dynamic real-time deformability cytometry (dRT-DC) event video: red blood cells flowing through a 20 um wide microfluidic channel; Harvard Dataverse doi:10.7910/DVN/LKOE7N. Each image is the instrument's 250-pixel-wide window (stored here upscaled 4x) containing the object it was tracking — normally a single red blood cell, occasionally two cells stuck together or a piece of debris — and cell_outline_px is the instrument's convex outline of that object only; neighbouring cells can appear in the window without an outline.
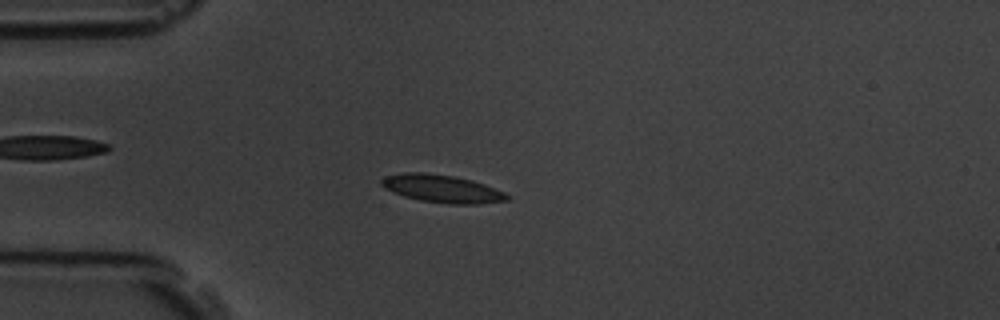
{"species": "common noctule bat (a hibernating species)", "species_latin": "Nyctalus noctula", "temperature_condition": "room temperature", "stored_images_in_passage": 12, "camera_frame_rate_fps": 3000, "um_per_image_px": 0.085, "animal": {"sex": "male", "body_mass_g": 19.5, "forearm_length_mm": 54.6}, "frame": {"image": 1, "passage_image": 1, "time_ms": 0.0, "image_size_px": [1000, 320], "cell_outline_px": [[508, 200], [476, 204], [448, 204], [420, 200], [404, 196], [384, 188], [380, 184], [380, 180], [384, 176], [404, 172], [424, 172], [452, 176], [472, 180], [484, 184], [504, 192], [508, 196]], "centroid_in_image_um": [37.52, 16.03], "position_along_channel_um": 47.5, "area_um2": 20.23}}
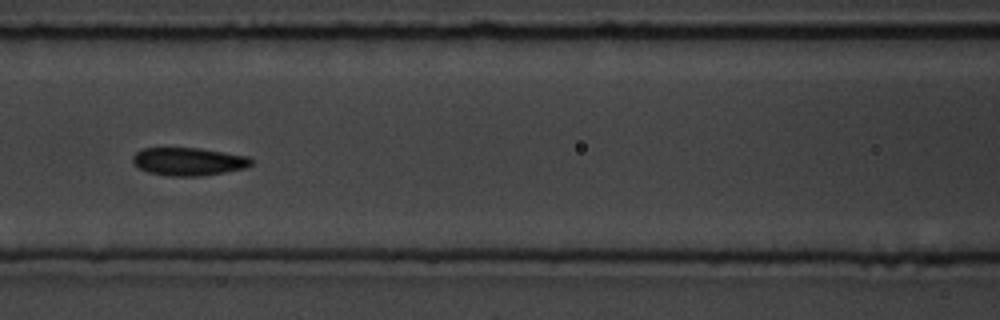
{"frame": {"image": 2, "passage_image": 4, "time_ms": 3.333, "image_size_px": [1000, 320], "cell_outline_px": [[252, 164], [244, 168], [224, 172], [200, 176], [168, 176], [148, 172], [132, 164], [132, 156], [136, 152], [144, 148], [200, 148], [248, 156], [252, 160]], "centroid_in_image_um": [15.99, 13.73], "position_along_channel_um": 150.6, "area_um2": 19.31}}
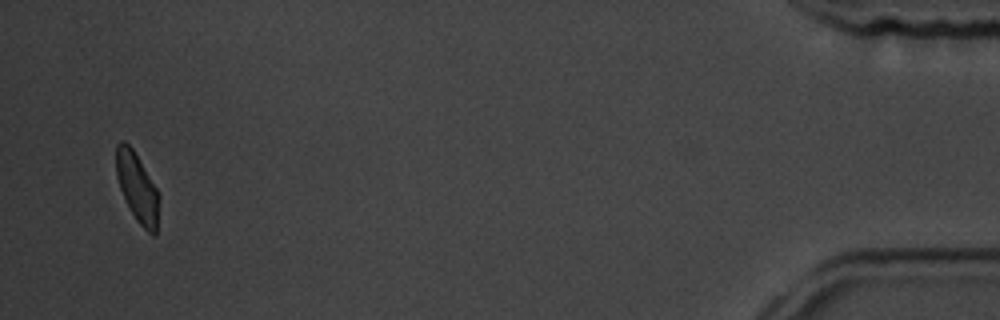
{"frame": {"image": 3, "passage_image": 12, "time_ms": 13.333, "image_size_px": [1000, 320], "cell_outline_px": [[160, 196], [156, 236], [152, 236], [136, 220], [120, 188], [116, 176], [116, 144], [120, 140], [124, 140], [132, 148], [156, 188]], "centroid_in_image_um": [11.67, 15.95], "position_along_channel_um": 423.5, "area_um2": 17.11}, "authors_computed_cell_mechanics": {"area_um2": 19.2763, "velocity_mm_per_s": 3.5721, "shape_relaxation_time_tau1_ms": 3.1499, "shape_relaxation_time_tau2_ms": null, "deformation_change_tau1": 0.0897, "deformation_change_tau2": null}}